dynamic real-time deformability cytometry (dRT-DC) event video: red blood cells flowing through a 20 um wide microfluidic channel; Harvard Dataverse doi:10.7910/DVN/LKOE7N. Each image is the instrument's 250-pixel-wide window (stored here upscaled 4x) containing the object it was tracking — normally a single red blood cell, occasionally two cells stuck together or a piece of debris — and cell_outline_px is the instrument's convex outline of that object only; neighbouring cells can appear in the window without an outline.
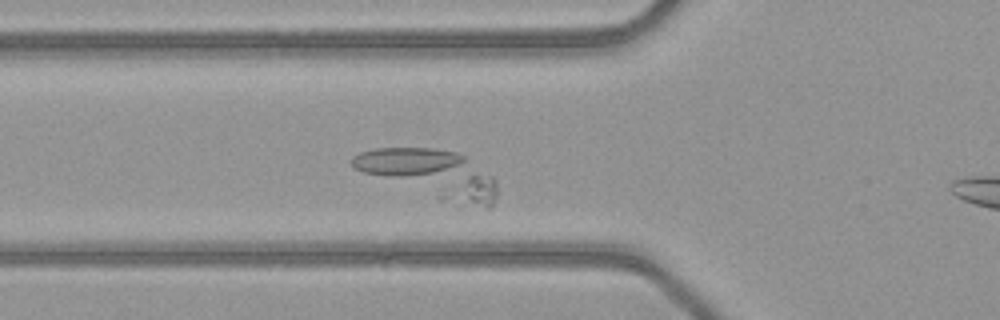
{"species": "common noctule bat (a hibernating species)", "species_latin": "Nyctalus noctula", "temperature_condition": "warm", "stored_images_in_passage": 48, "camera_frame_rate_fps": 3000, "um_per_image_px": 0.085, "animal": {"sex": "female", "body_mass_g": 21.9}, "frame": {"image": 1, "passage_image": 12, "time_ms": 3.667, "image_size_px": [1000, 320], "cell_outline_px": [[496, 196], [492, 208], [488, 208], [364, 172], [352, 168], [352, 156], [360, 152], [376, 148], [428, 148], [456, 152], [464, 156], [492, 176], [496, 180]], "centroid_in_image_um": [36.63, 14.65], "position_along_channel_um": 89.2, "area_um2": 36.99}}
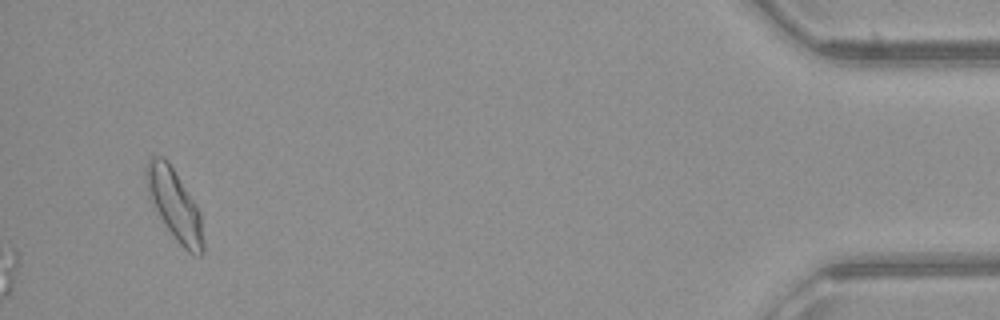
{"frame": {"image": 2, "passage_image": 48, "time_ms": 15.667, "image_size_px": [1000, 320], "cell_outline_px": [[204, 252], [200, 256], [192, 256], [176, 240], [164, 224], [148, 196], [148, 160], [152, 156], [164, 156], [168, 160], [196, 204], [200, 212], [204, 244]], "centroid_in_image_um": [14.89, 17.46], "position_along_channel_um": 420.3, "area_um2": 23.12}}